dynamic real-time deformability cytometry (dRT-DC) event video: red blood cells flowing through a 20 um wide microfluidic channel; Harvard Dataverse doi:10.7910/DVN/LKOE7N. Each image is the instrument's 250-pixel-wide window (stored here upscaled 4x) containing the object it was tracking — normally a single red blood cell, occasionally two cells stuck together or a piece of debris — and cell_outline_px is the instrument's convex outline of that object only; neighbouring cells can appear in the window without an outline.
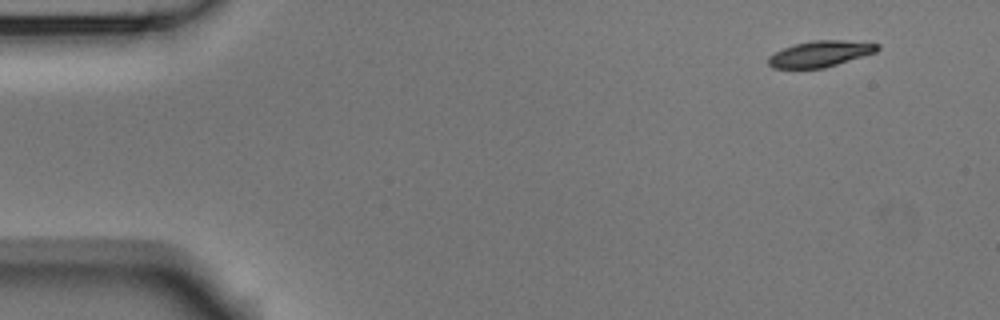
{"species": "Egyptian fruit bat (a non-hibernating species)", "species_latin": "Rousettus aegyptiacus", "temperature_condition": "room temperature", "stored_images_in_passage": 4, "camera_frame_rate_fps": 3000, "um_per_image_px": 0.085, "animal": {"sex": "male"}, "frame": {"image": 1, "passage_image": 1, "time_ms": 0.0, "image_size_px": [1000, 320], "cell_outline_px": [[880, 48], [876, 52], [824, 68], [772, 68], [768, 64], [768, 56], [784, 48], [796, 44], [812, 40], [844, 40], [880, 44]], "centroid_in_image_um": [69.72, 4.57], "position_along_channel_um": 15.3, "area_um2": 16.42}}
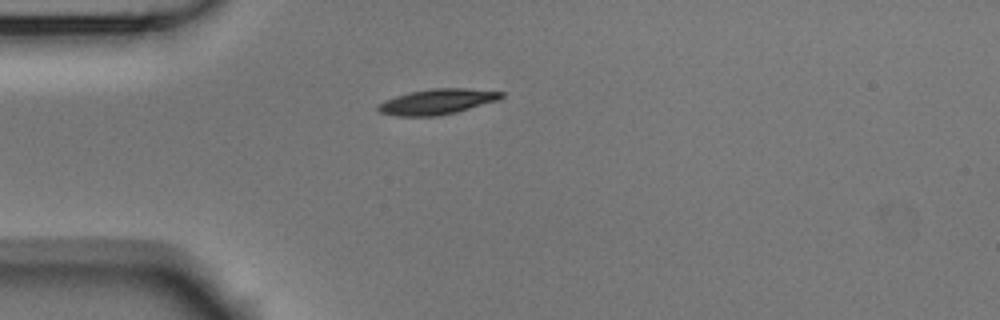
{"frame": {"image": 2, "passage_image": 4, "time_ms": 1.0, "image_size_px": [1000, 320], "cell_outline_px": [[504, 96], [496, 100], [456, 112], [436, 116], [400, 116], [380, 112], [376, 108], [376, 104], [384, 100], [408, 92], [432, 88], [464, 88], [504, 92]], "centroid_in_image_um": [37.1, 8.63], "position_along_channel_um": 47.9, "area_um2": 18.09}}